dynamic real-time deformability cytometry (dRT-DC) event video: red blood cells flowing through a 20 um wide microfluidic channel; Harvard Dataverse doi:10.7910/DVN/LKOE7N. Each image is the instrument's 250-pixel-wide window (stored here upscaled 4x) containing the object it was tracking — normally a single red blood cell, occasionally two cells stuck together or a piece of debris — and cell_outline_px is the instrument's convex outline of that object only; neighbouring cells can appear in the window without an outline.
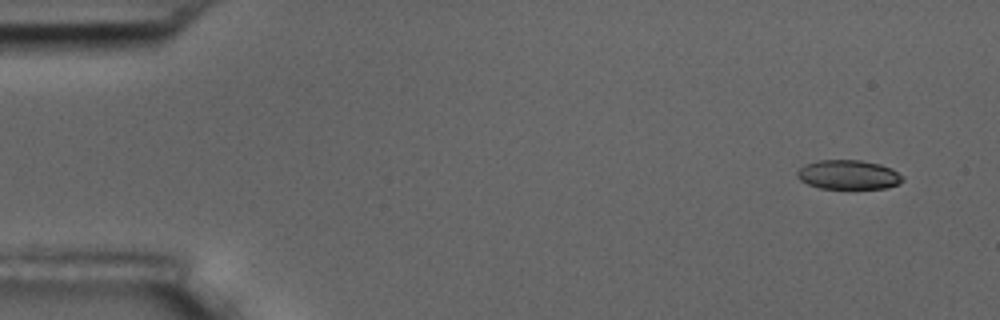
{"species": "common noctule bat (a hibernating species)", "species_latin": "Nyctalus noctula", "temperature_condition": "room temperature", "stored_images_in_passage": 6, "segment_of_instrument_passage": [1, 2], "camera_frame_rate_fps": 3000, "um_per_image_px": 0.085, "animal": {"sex": "male", "body_mass_g": 17.5, "forearm_length_mm": 52.3}, "frame": {"image": 1, "passage_image": 1, "time_ms": 0.0, "image_size_px": [1000, 320], "cell_outline_px": [[904, 180], [888, 188], [820, 188], [808, 184], [800, 180], [796, 176], [796, 172], [804, 164], [820, 160], [860, 160], [880, 164], [892, 168], [904, 176]], "centroid_in_image_um": [72.12, 14.84], "position_along_channel_um": 12.9, "area_um2": 18.03}}
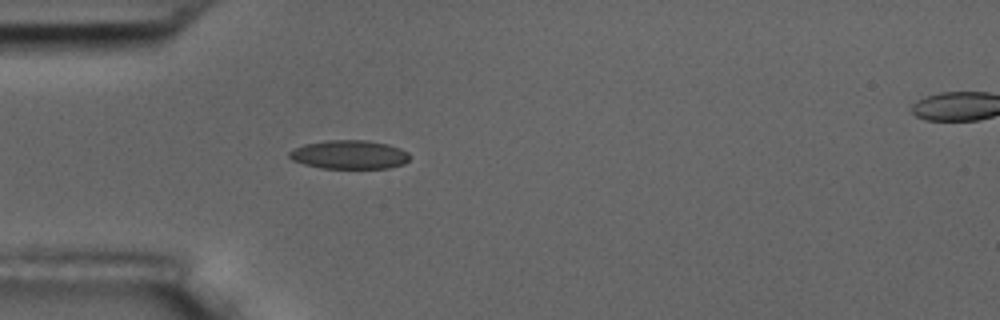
{"frame": {"image": 2, "passage_image": 5, "time_ms": 4.333, "image_size_px": [1000, 320], "cell_outline_px": [[408, 160], [404, 164], [388, 168], [320, 168], [304, 164], [292, 160], [288, 156], [288, 152], [304, 144], [324, 140], [368, 140], [388, 144], [400, 148], [408, 152]], "centroid_in_image_um": [29.68, 13.14], "position_along_channel_um": 55.3, "area_um2": 20.23}}